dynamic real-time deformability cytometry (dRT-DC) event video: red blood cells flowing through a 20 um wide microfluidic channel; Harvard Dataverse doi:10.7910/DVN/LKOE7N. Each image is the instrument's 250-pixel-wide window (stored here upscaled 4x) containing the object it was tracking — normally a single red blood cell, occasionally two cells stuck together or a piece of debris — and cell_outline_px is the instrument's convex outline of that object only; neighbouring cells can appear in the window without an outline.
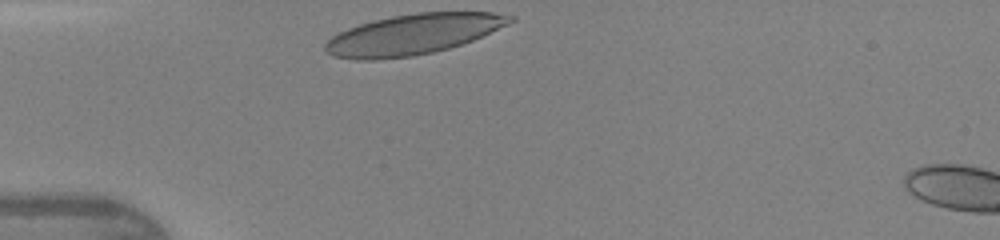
{"species": "human", "species_latin": "Homo sapiens", "temperature_condition": "warm", "stored_images_in_passage": 26, "camera_frame_rate_fps": 3000, "um_per_image_px": 0.085, "donor": {"sex": "female"}, "frame": {"image": 1, "passage_image": 1, "time_ms": 0.0, "image_size_px": [1000, 240], "cell_outline_px": [[516, 20], [508, 24], [472, 40], [448, 48], [432, 52], [412, 56], [376, 60], [356, 60], [332, 56], [324, 52], [324, 44], [332, 36], [348, 28], [360, 24], [392, 16], [416, 12], [492, 12], [516, 16]], "centroid_in_image_um": [35.08, 2.92], "position_along_channel_um": 49.9, "area_um2": 43.41}}
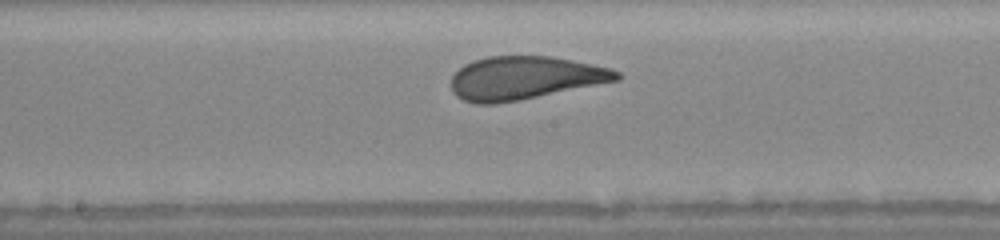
{"frame": {"image": 2, "passage_image": 13, "time_ms": 4.0, "image_size_px": [1000, 240], "cell_outline_px": [[620, 80], [520, 100], [496, 104], [476, 104], [464, 100], [456, 96], [452, 92], [452, 76], [464, 64], [472, 60], [488, 56], [552, 56], [612, 68], [620, 72]], "centroid_in_image_um": [44.6, 6.62], "position_along_channel_um": 203.6, "area_um2": 41.79}}
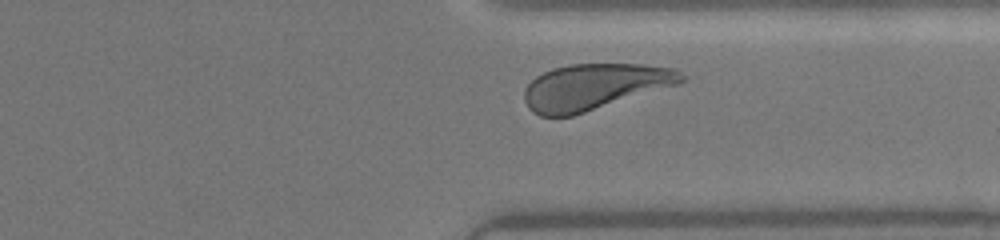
{"frame": {"image": 3, "passage_image": 24, "time_ms": 7.667, "image_size_px": [1000, 240], "cell_outline_px": [[684, 80], [680, 84], [572, 116], [540, 116], [532, 112], [528, 108], [524, 100], [524, 92], [528, 84], [536, 76], [552, 68], [568, 64], [640, 64], [676, 68], [684, 76]], "centroid_in_image_um": [50.52, 7.37], "position_along_channel_um": 360.9, "area_um2": 42.25}, "authors_computed_cell_mechanics": {"area_um2": 42.5986, "velocity_mm_per_s": 4.2913, "shape_relaxation_time_tau1_ms": 2.463, "shape_relaxation_time_tau2_ms": null, "deformation_change_tau1": 0.1417, "deformation_change_tau2": null}}